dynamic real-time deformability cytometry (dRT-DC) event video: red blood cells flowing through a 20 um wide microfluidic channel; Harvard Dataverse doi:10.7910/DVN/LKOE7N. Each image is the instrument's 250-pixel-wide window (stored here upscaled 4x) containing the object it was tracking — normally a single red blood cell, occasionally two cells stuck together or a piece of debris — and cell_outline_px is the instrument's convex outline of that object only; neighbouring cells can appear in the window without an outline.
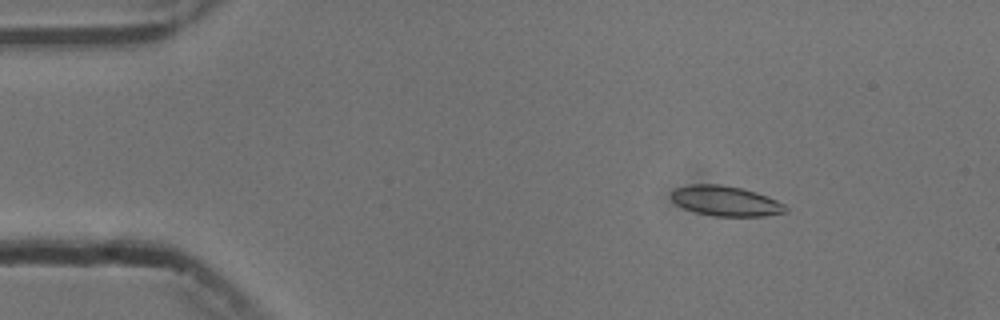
{"species": "common noctule bat (a hibernating species)", "species_latin": "Nyctalus noctula", "temperature_condition": "cold", "stored_images_in_passage": 55, "camera_frame_rate_fps": 3000, "um_per_image_px": 0.085, "animal": {"sex": "male", "body_mass_g": 13.3}, "frame": {"image": 1, "passage_image": 8, "time_ms": 2.333, "image_size_px": [1000, 320], "cell_outline_px": [[788, 212], [764, 216], [716, 216], [696, 212], [684, 208], [676, 204], [672, 200], [672, 192], [676, 188], [688, 184], [720, 184], [740, 188], [756, 192], [768, 196], [784, 204], [788, 208]], "centroid_in_image_um": [61.7, 17.08], "position_along_channel_um": 23.3, "area_um2": 20.0}}
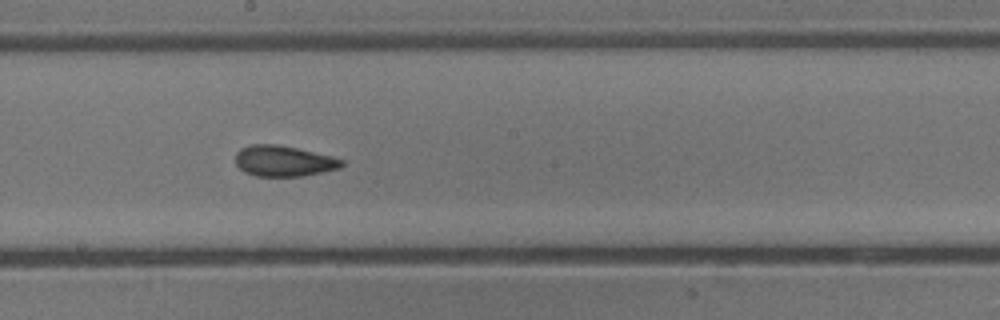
{"frame": {"image": 2, "passage_image": 30, "time_ms": 9.667, "image_size_px": [1000, 320], "cell_outline_px": [[344, 164], [340, 168], [304, 176], [256, 176], [244, 172], [236, 164], [236, 152], [240, 148], [252, 144], [276, 144], [296, 148], [332, 156], [344, 160]], "centroid_in_image_um": [24.11, 13.69], "position_along_channel_um": 224.1, "area_um2": 19.07}}
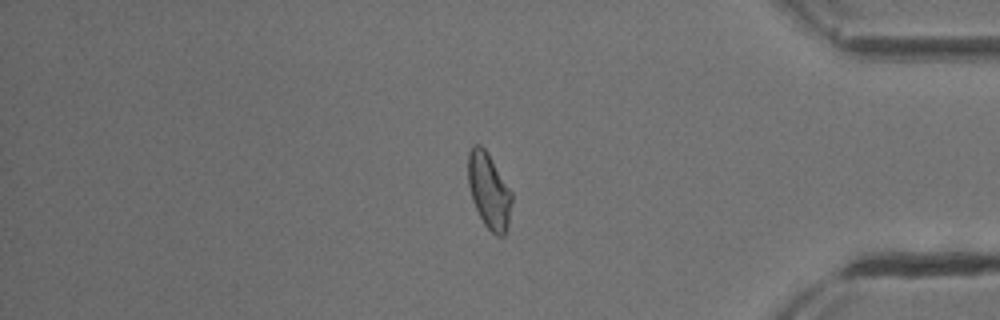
{"frame": {"image": 3, "passage_image": 46, "time_ms": 15.0, "image_size_px": [1000, 320], "cell_outline_px": [[512, 200], [508, 228], [504, 236], [496, 236], [484, 224], [472, 200], [468, 184], [468, 152], [472, 144], [480, 144], [484, 148], [512, 192]], "centroid_in_image_um": [41.56, 16.23], "position_along_channel_um": 393.6, "area_um2": 19.19}, "authors_computed_cell_mechanics": {"area_um2": 19.652, "velocity_mm_per_s": 3.7428, "shape_relaxation_time_tau1_ms": 9.7791, "shape_relaxation_time_tau2_ms": 1.8407, "deformation_change_tau1": 0.1819, "deformation_change_tau2": 0.0816}}